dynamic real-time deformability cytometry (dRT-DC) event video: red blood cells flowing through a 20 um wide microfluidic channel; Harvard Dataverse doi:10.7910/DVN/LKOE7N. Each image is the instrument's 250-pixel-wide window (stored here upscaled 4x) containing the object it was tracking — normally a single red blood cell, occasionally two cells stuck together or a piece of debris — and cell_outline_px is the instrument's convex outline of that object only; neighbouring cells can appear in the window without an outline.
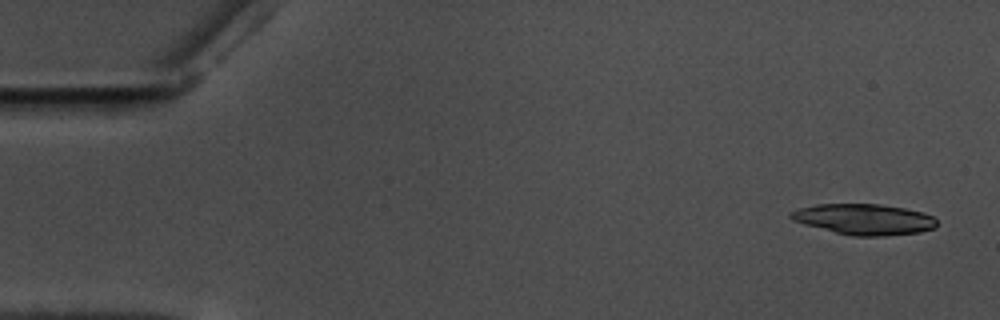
{"species": "common noctule bat (a hibernating species)", "species_latin": "Nyctalus noctula", "temperature_condition": "warm", "stored_images_in_passage": 58, "camera_frame_rate_fps": 3000, "um_per_image_px": 0.085, "animal": {"sex": "male", "body_mass_g": 17.5, "forearm_length_mm": 52.3}, "frame": {"image": 1, "passage_image": 3, "time_ms": 0.667, "image_size_px": [1000, 320], "cell_outline_px": [[936, 228], [920, 232], [884, 236], [852, 236], [804, 224], [792, 220], [788, 216], [788, 212], [800, 208], [816, 204], [880, 204], [904, 208], [920, 212], [932, 216], [936, 220]], "centroid_in_image_um": [73.43, 18.64], "position_along_channel_um": 11.6, "area_um2": 26.13}}
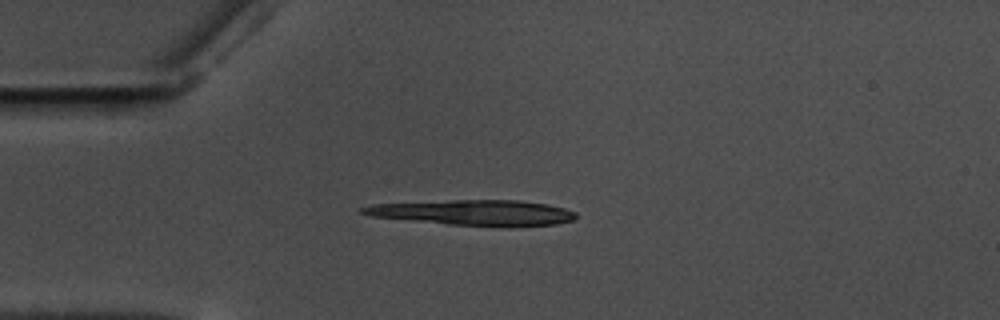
{"frame": {"image": 2, "passage_image": 15, "time_ms": 4.667, "image_size_px": [1000, 320], "cell_outline_px": [[576, 216], [572, 220], [556, 224], [448, 224], [372, 216], [360, 212], [360, 208], [372, 204], [452, 200], [516, 200], [548, 204], [564, 208], [576, 212]], "centroid_in_image_um": [40.21, 18.03], "position_along_channel_um": 44.8, "area_um2": 30.29}, "authors_computed_cell_mechanics": {"area_um2": 11.2132, "velocity_mm_per_s": 3.5485, "shape_relaxation_time_tau1_ms": 2.8065, "shape_relaxation_time_tau2_ms": null, "deformation_change_tau1": 0.2087, "deformation_change_tau2": null}}